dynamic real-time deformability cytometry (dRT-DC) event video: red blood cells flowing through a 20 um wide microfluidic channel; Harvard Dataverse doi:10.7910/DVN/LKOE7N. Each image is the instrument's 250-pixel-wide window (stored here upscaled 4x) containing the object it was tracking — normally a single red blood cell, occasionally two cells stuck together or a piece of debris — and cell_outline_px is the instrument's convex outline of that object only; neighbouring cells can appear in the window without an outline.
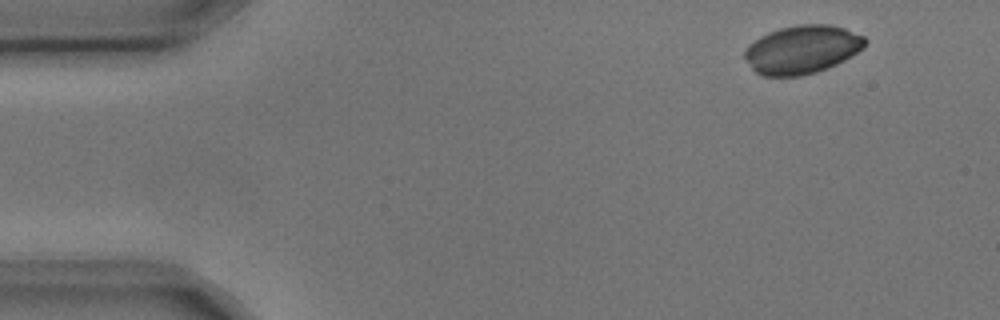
{"species": "common noctule bat (a hibernating species)", "species_latin": "Nyctalus noctula", "temperature_condition": "cold", "stored_images_in_passage": 4, "camera_frame_rate_fps": 3000, "um_per_image_px": 0.085, "animal": {"sex": "male", "body_mass_g": 17.9, "forearm_length_mm": 54.2}, "frame": {"image": 1, "passage_image": 1, "time_ms": 0.0, "image_size_px": [1000, 320], "cell_outline_px": [[868, 44], [864, 48], [844, 60], [828, 68], [816, 72], [800, 76], [760, 76], [744, 60], [744, 48], [748, 44], [760, 36], [768, 32], [780, 28], [800, 24], [832, 24], [844, 28], [864, 36], [868, 40]], "centroid_in_image_um": [68.17, 4.21], "position_along_channel_um": 16.8, "area_um2": 34.33}}